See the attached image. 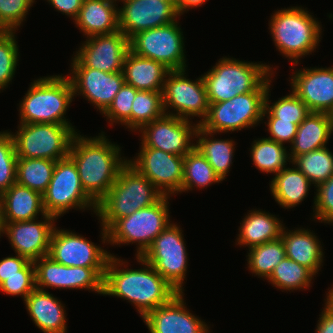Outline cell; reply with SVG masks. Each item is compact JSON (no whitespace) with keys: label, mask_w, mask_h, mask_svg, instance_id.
Segmentation results:
<instances>
[{"label":"cell","mask_w":333,"mask_h":333,"mask_svg":"<svg viewBox=\"0 0 333 333\" xmlns=\"http://www.w3.org/2000/svg\"><path fill=\"white\" fill-rule=\"evenodd\" d=\"M136 259L143 268L129 269L125 264L127 261L124 262L114 254L110 256L103 280V295L128 300L143 319L150 311L167 303L179 292L143 258Z\"/></svg>","instance_id":"cell-1"},{"label":"cell","mask_w":333,"mask_h":333,"mask_svg":"<svg viewBox=\"0 0 333 333\" xmlns=\"http://www.w3.org/2000/svg\"><path fill=\"white\" fill-rule=\"evenodd\" d=\"M99 133L84 137L76 133L69 156L75 162L84 191L98 203L115 183L127 159L121 157L120 146Z\"/></svg>","instance_id":"cell-2"},{"label":"cell","mask_w":333,"mask_h":333,"mask_svg":"<svg viewBox=\"0 0 333 333\" xmlns=\"http://www.w3.org/2000/svg\"><path fill=\"white\" fill-rule=\"evenodd\" d=\"M164 195L128 162L115 183L97 203L96 216L101 221L102 243H107V229L118 219L157 203Z\"/></svg>","instance_id":"cell-3"},{"label":"cell","mask_w":333,"mask_h":333,"mask_svg":"<svg viewBox=\"0 0 333 333\" xmlns=\"http://www.w3.org/2000/svg\"><path fill=\"white\" fill-rule=\"evenodd\" d=\"M270 65L223 57L201 75L209 104L230 100L238 94L267 92L272 82Z\"/></svg>","instance_id":"cell-4"},{"label":"cell","mask_w":333,"mask_h":333,"mask_svg":"<svg viewBox=\"0 0 333 333\" xmlns=\"http://www.w3.org/2000/svg\"><path fill=\"white\" fill-rule=\"evenodd\" d=\"M73 99V88L68 75L40 77L31 83L19 103L20 123L72 125L65 115Z\"/></svg>","instance_id":"cell-5"},{"label":"cell","mask_w":333,"mask_h":333,"mask_svg":"<svg viewBox=\"0 0 333 333\" xmlns=\"http://www.w3.org/2000/svg\"><path fill=\"white\" fill-rule=\"evenodd\" d=\"M309 13L306 8L293 6L275 11L269 21L274 45L293 66L316 50L321 41V22Z\"/></svg>","instance_id":"cell-6"},{"label":"cell","mask_w":333,"mask_h":333,"mask_svg":"<svg viewBox=\"0 0 333 333\" xmlns=\"http://www.w3.org/2000/svg\"><path fill=\"white\" fill-rule=\"evenodd\" d=\"M168 199L170 196H163L157 203L116 220L106 230L107 243L113 246L136 243V257H141L171 222Z\"/></svg>","instance_id":"cell-7"},{"label":"cell","mask_w":333,"mask_h":333,"mask_svg":"<svg viewBox=\"0 0 333 333\" xmlns=\"http://www.w3.org/2000/svg\"><path fill=\"white\" fill-rule=\"evenodd\" d=\"M12 137L17 158H40L57 161L69 156L75 134L74 126L31 123L18 125Z\"/></svg>","instance_id":"cell-8"},{"label":"cell","mask_w":333,"mask_h":333,"mask_svg":"<svg viewBox=\"0 0 333 333\" xmlns=\"http://www.w3.org/2000/svg\"><path fill=\"white\" fill-rule=\"evenodd\" d=\"M42 197L46 214L57 219L72 208H89L96 213L97 203L84 191L77 166L70 156L56 161L52 179Z\"/></svg>","instance_id":"cell-9"},{"label":"cell","mask_w":333,"mask_h":333,"mask_svg":"<svg viewBox=\"0 0 333 333\" xmlns=\"http://www.w3.org/2000/svg\"><path fill=\"white\" fill-rule=\"evenodd\" d=\"M265 95L266 92H249L211 103L208 115L199 125L216 135L255 127L263 120Z\"/></svg>","instance_id":"cell-10"},{"label":"cell","mask_w":333,"mask_h":333,"mask_svg":"<svg viewBox=\"0 0 333 333\" xmlns=\"http://www.w3.org/2000/svg\"><path fill=\"white\" fill-rule=\"evenodd\" d=\"M182 229L170 223L141 256L179 293L184 291L188 253Z\"/></svg>","instance_id":"cell-11"},{"label":"cell","mask_w":333,"mask_h":333,"mask_svg":"<svg viewBox=\"0 0 333 333\" xmlns=\"http://www.w3.org/2000/svg\"><path fill=\"white\" fill-rule=\"evenodd\" d=\"M179 23L148 29L129 40L130 51L163 64L170 71L187 69L184 36Z\"/></svg>","instance_id":"cell-12"},{"label":"cell","mask_w":333,"mask_h":333,"mask_svg":"<svg viewBox=\"0 0 333 333\" xmlns=\"http://www.w3.org/2000/svg\"><path fill=\"white\" fill-rule=\"evenodd\" d=\"M185 72L186 69L168 72L162 91L164 112L188 120L194 116L200 117L197 122L200 124L209 111L205 84L202 76L193 81L188 79ZM169 108L176 113H171Z\"/></svg>","instance_id":"cell-13"},{"label":"cell","mask_w":333,"mask_h":333,"mask_svg":"<svg viewBox=\"0 0 333 333\" xmlns=\"http://www.w3.org/2000/svg\"><path fill=\"white\" fill-rule=\"evenodd\" d=\"M36 288L87 289L103 295L106 268L65 266L44 256L34 261Z\"/></svg>","instance_id":"cell-14"},{"label":"cell","mask_w":333,"mask_h":333,"mask_svg":"<svg viewBox=\"0 0 333 333\" xmlns=\"http://www.w3.org/2000/svg\"><path fill=\"white\" fill-rule=\"evenodd\" d=\"M192 123V120L164 114L139 130L141 148H155L184 157L195 148L192 139L199 124Z\"/></svg>","instance_id":"cell-15"},{"label":"cell","mask_w":333,"mask_h":333,"mask_svg":"<svg viewBox=\"0 0 333 333\" xmlns=\"http://www.w3.org/2000/svg\"><path fill=\"white\" fill-rule=\"evenodd\" d=\"M127 162L144 175L164 196L181 193L184 157L155 148H140Z\"/></svg>","instance_id":"cell-16"},{"label":"cell","mask_w":333,"mask_h":333,"mask_svg":"<svg viewBox=\"0 0 333 333\" xmlns=\"http://www.w3.org/2000/svg\"><path fill=\"white\" fill-rule=\"evenodd\" d=\"M129 50V39L120 30L95 35L88 37L76 51L71 66H86L108 73L122 72Z\"/></svg>","instance_id":"cell-17"},{"label":"cell","mask_w":333,"mask_h":333,"mask_svg":"<svg viewBox=\"0 0 333 333\" xmlns=\"http://www.w3.org/2000/svg\"><path fill=\"white\" fill-rule=\"evenodd\" d=\"M119 30L130 40L134 35L168 25L179 19L176 1L121 0ZM179 16V17H178Z\"/></svg>","instance_id":"cell-18"},{"label":"cell","mask_w":333,"mask_h":333,"mask_svg":"<svg viewBox=\"0 0 333 333\" xmlns=\"http://www.w3.org/2000/svg\"><path fill=\"white\" fill-rule=\"evenodd\" d=\"M112 254L70 230H53L49 254L54 261L73 267L106 268Z\"/></svg>","instance_id":"cell-19"},{"label":"cell","mask_w":333,"mask_h":333,"mask_svg":"<svg viewBox=\"0 0 333 333\" xmlns=\"http://www.w3.org/2000/svg\"><path fill=\"white\" fill-rule=\"evenodd\" d=\"M36 220L3 222L2 233L7 235L16 254L33 262L49 254L50 240L57 218L45 214L41 216V220Z\"/></svg>","instance_id":"cell-20"},{"label":"cell","mask_w":333,"mask_h":333,"mask_svg":"<svg viewBox=\"0 0 333 333\" xmlns=\"http://www.w3.org/2000/svg\"><path fill=\"white\" fill-rule=\"evenodd\" d=\"M68 76L74 96L82 95L103 113L125 83L123 72H104L86 66H71Z\"/></svg>","instance_id":"cell-21"},{"label":"cell","mask_w":333,"mask_h":333,"mask_svg":"<svg viewBox=\"0 0 333 333\" xmlns=\"http://www.w3.org/2000/svg\"><path fill=\"white\" fill-rule=\"evenodd\" d=\"M290 80L292 91L310 112L330 114L333 111V67L297 69Z\"/></svg>","instance_id":"cell-22"},{"label":"cell","mask_w":333,"mask_h":333,"mask_svg":"<svg viewBox=\"0 0 333 333\" xmlns=\"http://www.w3.org/2000/svg\"><path fill=\"white\" fill-rule=\"evenodd\" d=\"M184 293L150 311L144 318L150 333H209L206 322L187 310Z\"/></svg>","instance_id":"cell-23"},{"label":"cell","mask_w":333,"mask_h":333,"mask_svg":"<svg viewBox=\"0 0 333 333\" xmlns=\"http://www.w3.org/2000/svg\"><path fill=\"white\" fill-rule=\"evenodd\" d=\"M24 303L30 318L43 333H66L65 306L48 291L35 288Z\"/></svg>","instance_id":"cell-24"},{"label":"cell","mask_w":333,"mask_h":333,"mask_svg":"<svg viewBox=\"0 0 333 333\" xmlns=\"http://www.w3.org/2000/svg\"><path fill=\"white\" fill-rule=\"evenodd\" d=\"M170 70L152 59L134 54L130 50L124 58L123 76L126 84L136 90L162 92Z\"/></svg>","instance_id":"cell-25"},{"label":"cell","mask_w":333,"mask_h":333,"mask_svg":"<svg viewBox=\"0 0 333 333\" xmlns=\"http://www.w3.org/2000/svg\"><path fill=\"white\" fill-rule=\"evenodd\" d=\"M117 4L108 0H84L74 20L86 38L119 30Z\"/></svg>","instance_id":"cell-26"},{"label":"cell","mask_w":333,"mask_h":333,"mask_svg":"<svg viewBox=\"0 0 333 333\" xmlns=\"http://www.w3.org/2000/svg\"><path fill=\"white\" fill-rule=\"evenodd\" d=\"M281 238L286 257L310 269L315 275L323 266L324 253L321 243L310 229L282 230Z\"/></svg>","instance_id":"cell-27"},{"label":"cell","mask_w":333,"mask_h":333,"mask_svg":"<svg viewBox=\"0 0 333 333\" xmlns=\"http://www.w3.org/2000/svg\"><path fill=\"white\" fill-rule=\"evenodd\" d=\"M3 222H20L38 219L45 215L42 194L15 182L1 194Z\"/></svg>","instance_id":"cell-28"},{"label":"cell","mask_w":333,"mask_h":333,"mask_svg":"<svg viewBox=\"0 0 333 333\" xmlns=\"http://www.w3.org/2000/svg\"><path fill=\"white\" fill-rule=\"evenodd\" d=\"M332 133L330 114L310 112L298 125L295 139L289 146L290 161L297 156L326 147Z\"/></svg>","instance_id":"cell-29"},{"label":"cell","mask_w":333,"mask_h":333,"mask_svg":"<svg viewBox=\"0 0 333 333\" xmlns=\"http://www.w3.org/2000/svg\"><path fill=\"white\" fill-rule=\"evenodd\" d=\"M240 224L236 245L248 248L278 239L284 228L280 218L261 209L250 210Z\"/></svg>","instance_id":"cell-30"},{"label":"cell","mask_w":333,"mask_h":333,"mask_svg":"<svg viewBox=\"0 0 333 333\" xmlns=\"http://www.w3.org/2000/svg\"><path fill=\"white\" fill-rule=\"evenodd\" d=\"M292 167L282 169L269 184L275 201L285 209L293 208L302 203L312 184L295 165Z\"/></svg>","instance_id":"cell-31"},{"label":"cell","mask_w":333,"mask_h":333,"mask_svg":"<svg viewBox=\"0 0 333 333\" xmlns=\"http://www.w3.org/2000/svg\"><path fill=\"white\" fill-rule=\"evenodd\" d=\"M215 133L204 130L200 125L197 129L195 148L207 159L215 173L223 181L233 163L235 152L234 140L215 139ZM212 137V138H211Z\"/></svg>","instance_id":"cell-32"},{"label":"cell","mask_w":333,"mask_h":333,"mask_svg":"<svg viewBox=\"0 0 333 333\" xmlns=\"http://www.w3.org/2000/svg\"><path fill=\"white\" fill-rule=\"evenodd\" d=\"M56 161L40 158H18L16 182L43 194L52 179Z\"/></svg>","instance_id":"cell-33"},{"label":"cell","mask_w":333,"mask_h":333,"mask_svg":"<svg viewBox=\"0 0 333 333\" xmlns=\"http://www.w3.org/2000/svg\"><path fill=\"white\" fill-rule=\"evenodd\" d=\"M287 148L270 139L258 138L254 140L251 147V158L254 166L264 173H279L291 162Z\"/></svg>","instance_id":"cell-34"},{"label":"cell","mask_w":333,"mask_h":333,"mask_svg":"<svg viewBox=\"0 0 333 333\" xmlns=\"http://www.w3.org/2000/svg\"><path fill=\"white\" fill-rule=\"evenodd\" d=\"M247 265L252 274L268 279L274 268L286 257L283 240H276L249 248Z\"/></svg>","instance_id":"cell-35"},{"label":"cell","mask_w":333,"mask_h":333,"mask_svg":"<svg viewBox=\"0 0 333 333\" xmlns=\"http://www.w3.org/2000/svg\"><path fill=\"white\" fill-rule=\"evenodd\" d=\"M221 181L207 159L196 148L184 156L181 193L192 191L194 187L204 189Z\"/></svg>","instance_id":"cell-36"},{"label":"cell","mask_w":333,"mask_h":333,"mask_svg":"<svg viewBox=\"0 0 333 333\" xmlns=\"http://www.w3.org/2000/svg\"><path fill=\"white\" fill-rule=\"evenodd\" d=\"M314 276L316 275L307 267L285 257L274 268L267 281L281 291H293L309 288Z\"/></svg>","instance_id":"cell-37"},{"label":"cell","mask_w":333,"mask_h":333,"mask_svg":"<svg viewBox=\"0 0 333 333\" xmlns=\"http://www.w3.org/2000/svg\"><path fill=\"white\" fill-rule=\"evenodd\" d=\"M291 163L297 166L315 187L333 175V153L327 147L297 156Z\"/></svg>","instance_id":"cell-38"},{"label":"cell","mask_w":333,"mask_h":333,"mask_svg":"<svg viewBox=\"0 0 333 333\" xmlns=\"http://www.w3.org/2000/svg\"><path fill=\"white\" fill-rule=\"evenodd\" d=\"M164 114L162 92L139 90L132 102L130 131H139Z\"/></svg>","instance_id":"cell-39"},{"label":"cell","mask_w":333,"mask_h":333,"mask_svg":"<svg viewBox=\"0 0 333 333\" xmlns=\"http://www.w3.org/2000/svg\"><path fill=\"white\" fill-rule=\"evenodd\" d=\"M270 88L271 86L268 87L265 95L263 120L266 116V118H279V121H292L299 125L310 114L307 105L293 91L271 103Z\"/></svg>","instance_id":"cell-40"},{"label":"cell","mask_w":333,"mask_h":333,"mask_svg":"<svg viewBox=\"0 0 333 333\" xmlns=\"http://www.w3.org/2000/svg\"><path fill=\"white\" fill-rule=\"evenodd\" d=\"M17 155L12 133L0 132V195L16 182Z\"/></svg>","instance_id":"cell-41"},{"label":"cell","mask_w":333,"mask_h":333,"mask_svg":"<svg viewBox=\"0 0 333 333\" xmlns=\"http://www.w3.org/2000/svg\"><path fill=\"white\" fill-rule=\"evenodd\" d=\"M16 31H7L0 38V92L12 82L18 63L19 46Z\"/></svg>","instance_id":"cell-42"},{"label":"cell","mask_w":333,"mask_h":333,"mask_svg":"<svg viewBox=\"0 0 333 333\" xmlns=\"http://www.w3.org/2000/svg\"><path fill=\"white\" fill-rule=\"evenodd\" d=\"M138 91L129 84H123L112 103L102 113L111 122H109L110 126L113 123H121L131 129L132 102Z\"/></svg>","instance_id":"cell-43"},{"label":"cell","mask_w":333,"mask_h":333,"mask_svg":"<svg viewBox=\"0 0 333 333\" xmlns=\"http://www.w3.org/2000/svg\"><path fill=\"white\" fill-rule=\"evenodd\" d=\"M36 288L35 265L29 261L22 269L21 275H12L0 285L1 292L12 296H21L23 301Z\"/></svg>","instance_id":"cell-44"},{"label":"cell","mask_w":333,"mask_h":333,"mask_svg":"<svg viewBox=\"0 0 333 333\" xmlns=\"http://www.w3.org/2000/svg\"><path fill=\"white\" fill-rule=\"evenodd\" d=\"M35 0H0V26L16 31L26 20Z\"/></svg>","instance_id":"cell-45"},{"label":"cell","mask_w":333,"mask_h":333,"mask_svg":"<svg viewBox=\"0 0 333 333\" xmlns=\"http://www.w3.org/2000/svg\"><path fill=\"white\" fill-rule=\"evenodd\" d=\"M314 197L313 218L321 223H333V175L325 182L317 185Z\"/></svg>","instance_id":"cell-46"},{"label":"cell","mask_w":333,"mask_h":333,"mask_svg":"<svg viewBox=\"0 0 333 333\" xmlns=\"http://www.w3.org/2000/svg\"><path fill=\"white\" fill-rule=\"evenodd\" d=\"M268 122H264L267 126L270 136L267 139L276 141L282 145L284 143L292 144L297 133L298 125L292 121H279V118H267Z\"/></svg>","instance_id":"cell-47"},{"label":"cell","mask_w":333,"mask_h":333,"mask_svg":"<svg viewBox=\"0 0 333 333\" xmlns=\"http://www.w3.org/2000/svg\"><path fill=\"white\" fill-rule=\"evenodd\" d=\"M29 262L26 257L16 254L0 260V285L12 275H21V269Z\"/></svg>","instance_id":"cell-48"},{"label":"cell","mask_w":333,"mask_h":333,"mask_svg":"<svg viewBox=\"0 0 333 333\" xmlns=\"http://www.w3.org/2000/svg\"><path fill=\"white\" fill-rule=\"evenodd\" d=\"M48 3L57 11L73 18L78 17L79 11L84 0H47Z\"/></svg>","instance_id":"cell-49"},{"label":"cell","mask_w":333,"mask_h":333,"mask_svg":"<svg viewBox=\"0 0 333 333\" xmlns=\"http://www.w3.org/2000/svg\"><path fill=\"white\" fill-rule=\"evenodd\" d=\"M319 316L316 333H333V308L326 301Z\"/></svg>","instance_id":"cell-50"},{"label":"cell","mask_w":333,"mask_h":333,"mask_svg":"<svg viewBox=\"0 0 333 333\" xmlns=\"http://www.w3.org/2000/svg\"><path fill=\"white\" fill-rule=\"evenodd\" d=\"M207 0H176V8L178 14L181 16L184 12L189 11L191 8L201 7Z\"/></svg>","instance_id":"cell-51"},{"label":"cell","mask_w":333,"mask_h":333,"mask_svg":"<svg viewBox=\"0 0 333 333\" xmlns=\"http://www.w3.org/2000/svg\"><path fill=\"white\" fill-rule=\"evenodd\" d=\"M3 226H4V223H3V218H2V200H1V195H0V236H3V235H1L3 233Z\"/></svg>","instance_id":"cell-52"},{"label":"cell","mask_w":333,"mask_h":333,"mask_svg":"<svg viewBox=\"0 0 333 333\" xmlns=\"http://www.w3.org/2000/svg\"><path fill=\"white\" fill-rule=\"evenodd\" d=\"M325 301L333 308V294L330 291L326 293Z\"/></svg>","instance_id":"cell-53"},{"label":"cell","mask_w":333,"mask_h":333,"mask_svg":"<svg viewBox=\"0 0 333 333\" xmlns=\"http://www.w3.org/2000/svg\"><path fill=\"white\" fill-rule=\"evenodd\" d=\"M6 32H7V30H6L4 27L0 26V38H1Z\"/></svg>","instance_id":"cell-54"},{"label":"cell","mask_w":333,"mask_h":333,"mask_svg":"<svg viewBox=\"0 0 333 333\" xmlns=\"http://www.w3.org/2000/svg\"><path fill=\"white\" fill-rule=\"evenodd\" d=\"M331 116V121H332V126H333V111L330 113Z\"/></svg>","instance_id":"cell-55"},{"label":"cell","mask_w":333,"mask_h":333,"mask_svg":"<svg viewBox=\"0 0 333 333\" xmlns=\"http://www.w3.org/2000/svg\"><path fill=\"white\" fill-rule=\"evenodd\" d=\"M108 1L116 3L117 1H121V0H108Z\"/></svg>","instance_id":"cell-56"},{"label":"cell","mask_w":333,"mask_h":333,"mask_svg":"<svg viewBox=\"0 0 333 333\" xmlns=\"http://www.w3.org/2000/svg\"><path fill=\"white\" fill-rule=\"evenodd\" d=\"M330 290V292L333 294V284H332V288H329Z\"/></svg>","instance_id":"cell-57"}]
</instances>
